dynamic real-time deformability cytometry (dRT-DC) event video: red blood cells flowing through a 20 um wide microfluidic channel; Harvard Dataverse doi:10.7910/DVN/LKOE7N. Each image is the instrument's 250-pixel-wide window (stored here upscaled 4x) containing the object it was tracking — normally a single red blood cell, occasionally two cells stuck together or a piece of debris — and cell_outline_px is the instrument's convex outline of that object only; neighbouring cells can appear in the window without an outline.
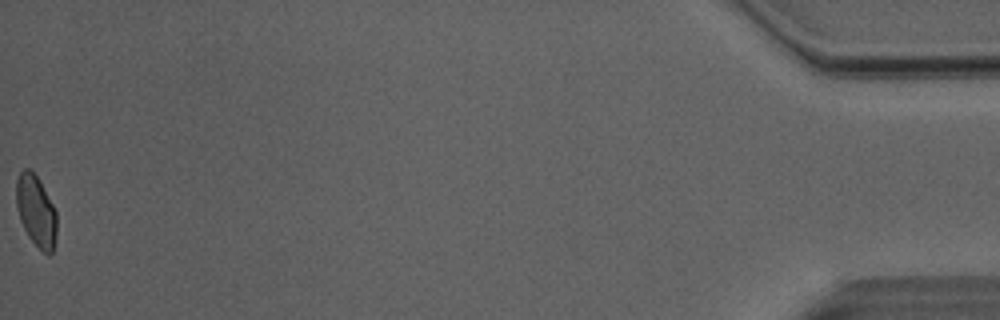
{"species": "Egyptian fruit bat (a non-hibernating species)", "species_latin": "Rousettus aegyptiacus", "temperature_condition": "room temperature", "stored_images_in_passage": 47, "camera_frame_rate_fps": 3000, "um_per_image_px": 0.085, "animal": {"sex": "male"}, "frame": {"image": 1, "passage_image": 47, "time_ms": 15.333, "image_size_px": [1000, 320], "cell_outline_px": [[56, 236], [52, 252], [48, 256], [28, 236], [20, 220], [16, 208], [16, 180], [20, 172], [24, 168], [28, 168], [36, 176], [52, 204], [56, 212]], "centroid_in_image_um": [3.04, 17.94], "position_along_channel_um": 432.2, "area_um2": 16.53}, "authors_computed_cell_mechanics": {"area_um2": 17.7446, "velocity_mm_per_s": 4.0733, "shape_relaxation_time_tau1_ms": null, "shape_relaxation_time_tau2_ms": 1.2186, "deformation_change_tau1": null, "deformation_change_tau2": 0.0501}}